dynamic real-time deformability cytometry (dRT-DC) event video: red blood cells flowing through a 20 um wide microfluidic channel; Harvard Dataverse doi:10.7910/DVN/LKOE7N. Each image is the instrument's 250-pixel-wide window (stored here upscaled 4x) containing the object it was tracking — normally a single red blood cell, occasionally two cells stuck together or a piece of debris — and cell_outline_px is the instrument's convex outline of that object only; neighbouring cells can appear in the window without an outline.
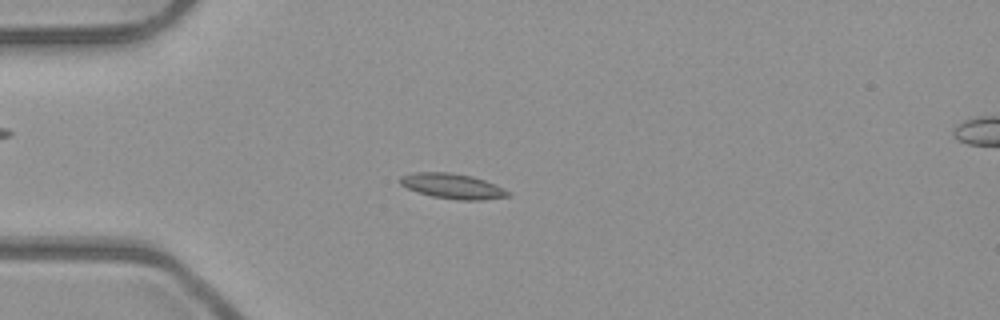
{"species": "common noctule bat (a hibernating species)", "species_latin": "Nyctalus noctula", "temperature_condition": "room temperature", "stored_images_in_passage": 52, "camera_frame_rate_fps": 3000, "um_per_image_px": 0.085, "animal": {"sex": "male", "body_mass_g": 23.1, "forearm_length_mm": 52.7}, "frame": {"image": 1, "passage_image": 14, "time_ms": 4.333, "image_size_px": [1000, 320], "cell_outline_px": [[512, 196], [480, 200], [456, 200], [432, 196], [416, 192], [400, 184], [396, 180], [400, 176], [412, 172], [448, 172], [472, 176], [484, 180], [512, 192]], "centroid_in_image_um": [38.43, 15.82], "position_along_channel_um": 46.6, "area_um2": 16.01}}
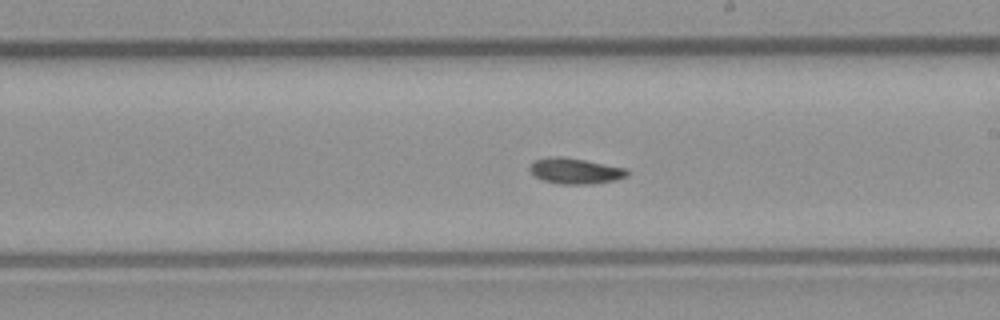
{"frame": {"image": 2, "passage_image": 30, "time_ms": 9.667, "image_size_px": [1000, 320], "cell_outline_px": [[628, 176], [616, 180], [592, 184], [560, 184], [544, 180], [536, 176], [528, 168], [536, 160], [552, 156], [560, 156], [584, 160], [628, 168]], "centroid_in_image_um": [48.95, 14.53], "position_along_channel_um": 240.1, "area_um2": 14.51}}
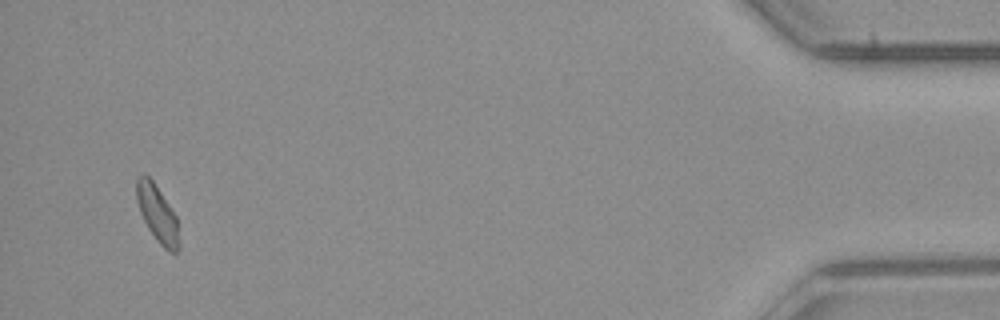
{"frame": {"image": 3, "passage_image": 50, "time_ms": 16.333, "image_size_px": [1000, 320], "cell_outline_px": [[180, 248], [176, 252], [168, 252], [156, 240], [148, 228], [140, 212], [136, 200], [136, 180], [144, 172], [152, 180], [176, 216], [180, 244]], "centroid_in_image_um": [13.37, 18.19], "position_along_channel_um": 421.8, "area_um2": 13.99}, "authors_computed_cell_mechanics": {"area_um2": 14.3344, "velocity_mm_per_s": 3.9687, "shape_relaxation_time_tau1_ms": 4.7213, "shape_relaxation_time_tau2_ms": 3.6119, "deformation_change_tau1": 0.1336, "deformation_change_tau2": 0.0882}}